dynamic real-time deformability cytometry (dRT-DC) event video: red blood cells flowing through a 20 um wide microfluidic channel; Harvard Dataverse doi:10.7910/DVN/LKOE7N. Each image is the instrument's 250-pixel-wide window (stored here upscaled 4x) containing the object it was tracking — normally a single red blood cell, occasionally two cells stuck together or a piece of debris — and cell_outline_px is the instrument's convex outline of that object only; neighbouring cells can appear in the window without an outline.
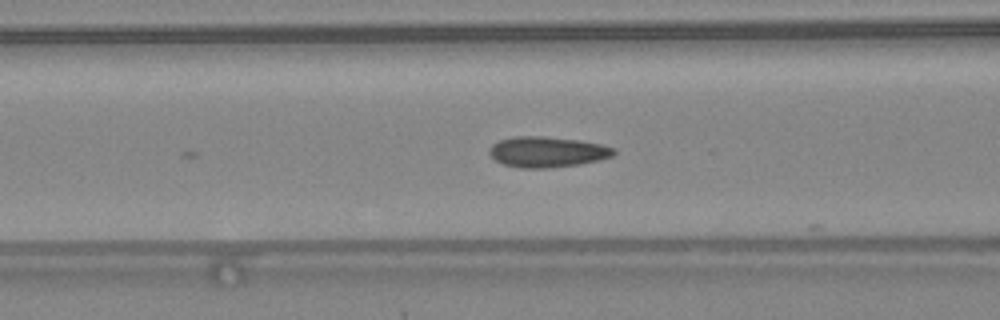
{"species": "common noctule bat (a hibernating species)", "species_latin": "Nyctalus noctula", "temperature_condition": "warm", "stored_images_in_passage": 19, "camera_frame_rate_fps": 3000, "um_per_image_px": 0.085, "animal": {"sex": "female", "body_mass_g": 24.6, "forearm_length_mm": 56.2}, "frame": {"image": 1, "passage_image": 19, "time_ms": 6.0, "image_size_px": [1000, 320], "cell_outline_px": [[616, 152], [612, 156], [600, 160], [580, 164], [548, 168], [520, 168], [504, 164], [496, 160], [488, 152], [488, 148], [492, 144], [500, 140], [512, 136], [544, 136], [580, 140], [600, 144], [616, 148]], "centroid_in_image_um": [46.52, 12.9], "position_along_channel_um": 120.1, "area_um2": 22.37}}